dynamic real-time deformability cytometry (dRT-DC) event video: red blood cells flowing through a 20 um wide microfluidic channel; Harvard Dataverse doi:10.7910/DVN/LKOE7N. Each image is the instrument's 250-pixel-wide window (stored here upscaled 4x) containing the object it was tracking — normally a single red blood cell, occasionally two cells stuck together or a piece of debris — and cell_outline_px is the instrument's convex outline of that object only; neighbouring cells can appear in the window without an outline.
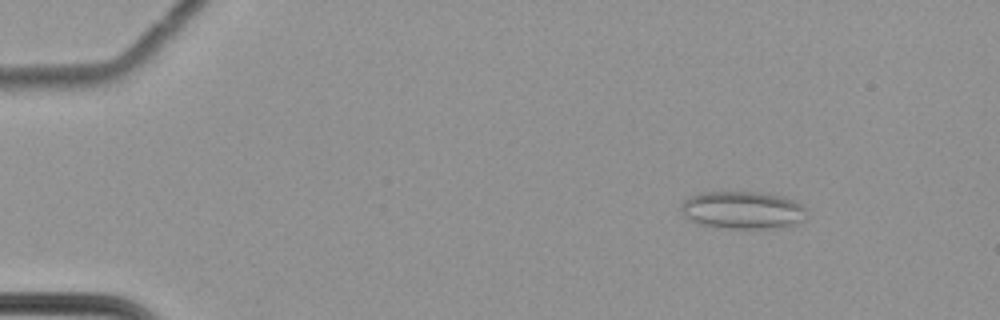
{"species": "common noctule bat (a hibernating species)", "species_latin": "Nyctalus noctula", "temperature_condition": "cold", "stored_images_in_passage": 62, "camera_frame_rate_fps": 3000, "um_per_image_px": 0.085, "animal": {"sex": "female", "body_mass_g": 22.7, "forearm_length_mm": 54.2}, "frame": {"image": 1, "passage_image": 10, "time_ms": 3.0, "image_size_px": [1000, 320], "cell_outline_px": [[808, 216], [804, 220], [780, 228], [728, 228], [700, 224], [684, 216], [680, 208], [680, 204], [684, 200], [692, 196], [704, 192], [760, 192], [784, 196], [800, 204], [808, 212]], "centroid_in_image_um": [63.15, 17.85], "position_along_channel_um": 21.8, "area_um2": 27.51}}
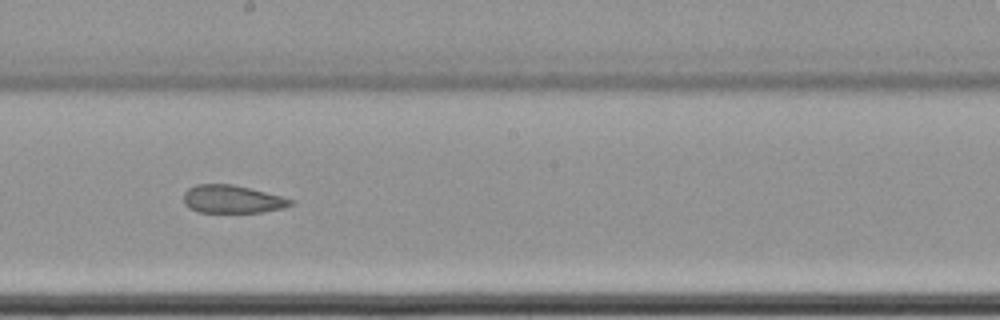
{"frame": {"image": 2, "passage_image": 37, "time_ms": 12.0, "image_size_px": [1000, 320], "cell_outline_px": [[292, 204], [284, 208], [260, 212], [200, 212], [188, 208], [184, 204], [184, 192], [188, 188], [196, 184], [232, 184], [280, 196], [292, 200]], "centroid_in_image_um": [19.68, 16.93], "position_along_channel_um": 228.5, "area_um2": 17.22}}
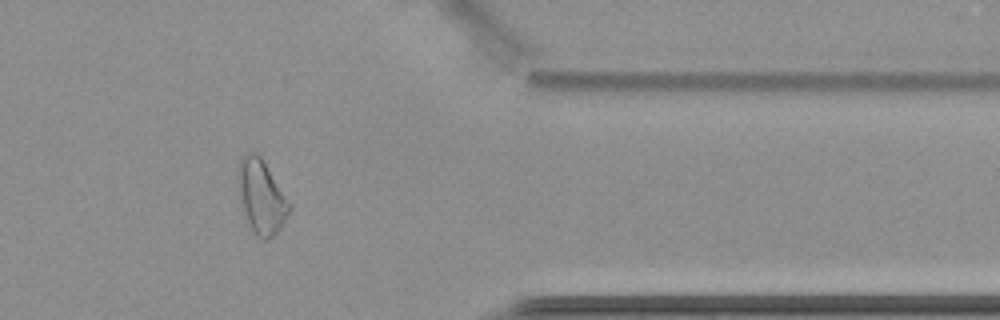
{"frame": {"image": 3, "passage_image": 52, "time_ms": 17.0, "image_size_px": [1000, 320], "cell_outline_px": [[292, 208], [280, 228], [268, 240], [264, 240], [252, 228], [248, 220], [240, 200], [236, 180], [236, 168], [240, 160], [248, 152], [256, 152], [260, 156], [292, 204]], "centroid_in_image_um": [22.21, 16.66], "position_along_channel_um": 389.2, "area_um2": 21.91}, "authors_computed_cell_mechanics": {"area_um2": 22.3397, "velocity_mm_per_s": 3.5089, "shape_relaxation_time_tau1_ms": null, "shape_relaxation_time_tau2_ms": 4.5662, "deformation_change_tau1": null, "deformation_change_tau2": 0.1063}}